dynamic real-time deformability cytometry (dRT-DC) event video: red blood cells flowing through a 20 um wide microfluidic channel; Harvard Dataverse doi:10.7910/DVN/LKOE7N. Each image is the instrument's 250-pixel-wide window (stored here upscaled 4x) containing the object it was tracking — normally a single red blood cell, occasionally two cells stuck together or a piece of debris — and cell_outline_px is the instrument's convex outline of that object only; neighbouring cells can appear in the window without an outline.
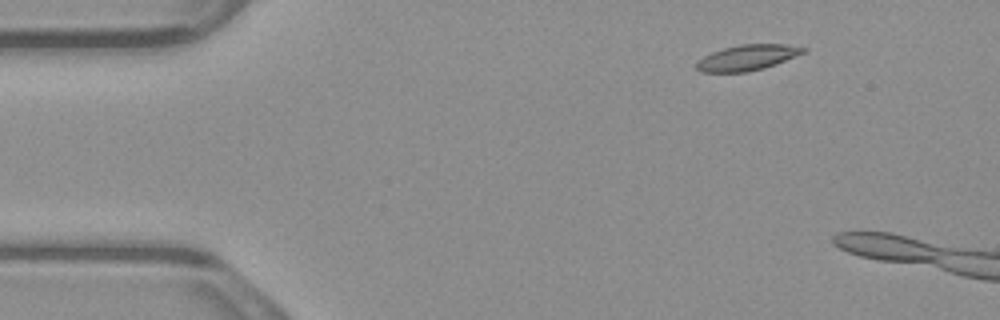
{"species": "common noctule bat (a hibernating species)", "species_latin": "Nyctalus noctula", "temperature_condition": "warm", "stored_images_in_passage": 11, "camera_frame_rate_fps": 3000, "um_per_image_px": 0.085, "animal": {"sex": "male", "body_mass_g": 23.1, "forearm_length_mm": 52.7}, "frame": {"image": 1, "passage_image": 7, "time_ms": 2.0, "image_size_px": [1000, 320], "cell_outline_px": [[808, 48], [804, 52], [776, 64], [764, 68], [748, 72], [700, 72], [696, 68], [696, 60], [712, 52], [724, 48], [740, 44], [788, 44]], "centroid_in_image_um": [63.5, 4.89], "position_along_channel_um": 21.5, "area_um2": 15.95}}